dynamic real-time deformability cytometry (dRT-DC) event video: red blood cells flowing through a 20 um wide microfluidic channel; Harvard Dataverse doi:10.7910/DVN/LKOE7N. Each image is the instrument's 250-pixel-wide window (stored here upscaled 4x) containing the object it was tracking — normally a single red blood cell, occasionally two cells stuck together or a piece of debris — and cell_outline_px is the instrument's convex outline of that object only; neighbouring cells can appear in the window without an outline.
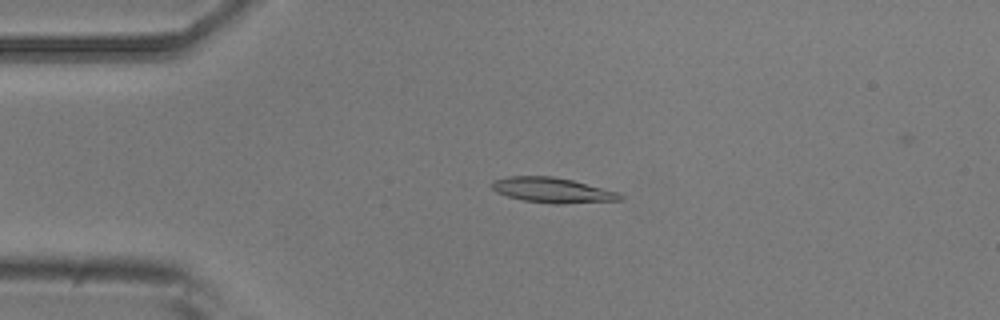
{"species": "common noctule bat (a hibernating species)", "species_latin": "Nyctalus noctula", "temperature_condition": "room temperature", "stored_images_in_passage": 54, "camera_frame_rate_fps": 3000, "um_per_image_px": 0.085, "animal": {"sex": "male", "body_mass_g": 20.5, "forearm_length_mm": 52.5}, "frame": {"image": 1, "passage_image": 11, "time_ms": 3.333, "image_size_px": [1000, 320], "cell_outline_px": [[624, 196], [620, 200], [560, 204], [556, 204], [524, 200], [508, 196], [496, 192], [492, 188], [492, 180], [508, 176], [552, 176], [572, 180], [620, 192]], "centroid_in_image_um": [46.97, 16.16], "position_along_channel_um": 38.0, "area_um2": 18.73}}
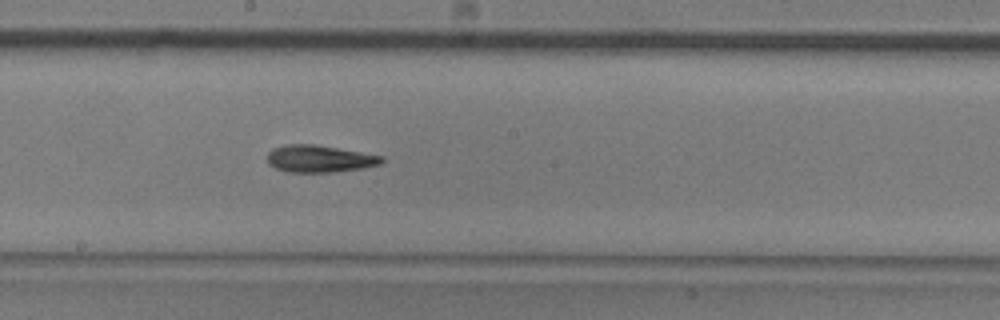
{"frame": {"image": 2, "passage_image": 28, "time_ms": 9.0, "image_size_px": [1000, 320], "cell_outline_px": [[384, 164], [364, 168], [332, 172], [288, 172], [276, 168], [268, 164], [268, 152], [272, 148], [288, 144], [316, 144], [384, 156]], "centroid_in_image_um": [27.19, 13.49], "position_along_channel_um": 221.0, "area_um2": 18.26}}
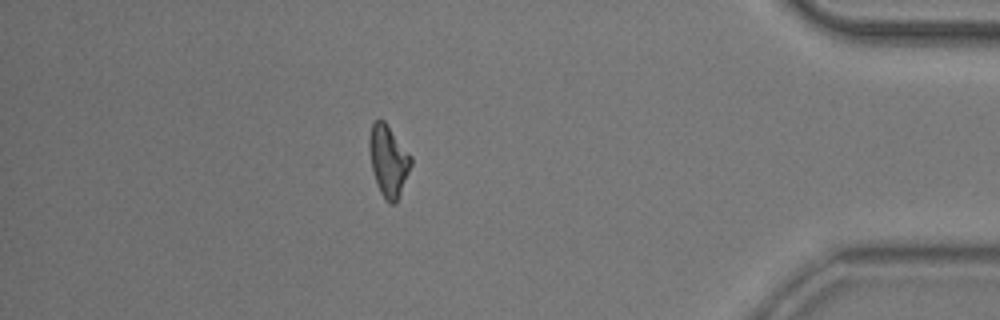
{"frame": {"image": 3, "passage_image": 46, "time_ms": 15.0, "image_size_px": [1000, 320], "cell_outline_px": [[412, 164], [396, 204], [388, 204], [384, 200], [380, 192], [372, 172], [368, 148], [368, 136], [372, 124], [376, 120], [384, 120], [412, 156]], "centroid_in_image_um": [33.0, 13.68], "position_along_channel_um": 402.2, "area_um2": 17.57}, "authors_computed_cell_mechanics": {"area_um2": 17.7446, "velocity_mm_per_s": 3.7278, "shape_relaxation_time_tau1_ms": 7.7663, "shape_relaxation_time_tau2_ms": 5.6632, "deformation_change_tau1": 0.2227, "deformation_change_tau2": 0.1523}}